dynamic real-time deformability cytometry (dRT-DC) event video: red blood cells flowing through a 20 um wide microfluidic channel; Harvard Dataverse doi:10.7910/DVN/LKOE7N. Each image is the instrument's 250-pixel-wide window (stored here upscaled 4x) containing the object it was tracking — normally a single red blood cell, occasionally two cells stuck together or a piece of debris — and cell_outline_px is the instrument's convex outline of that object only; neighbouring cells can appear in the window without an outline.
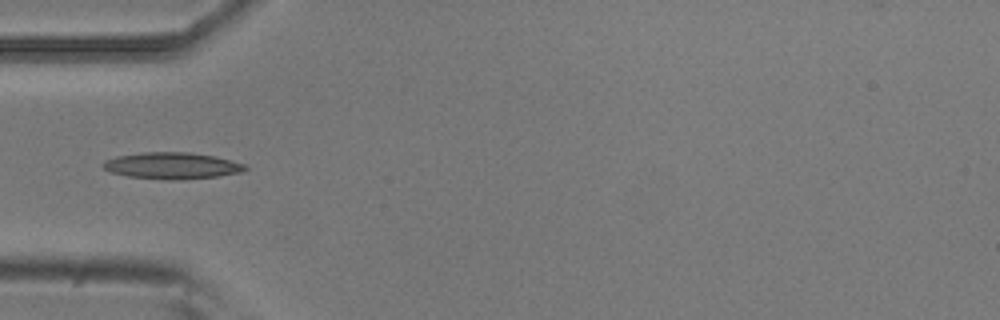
{"species": "common noctule bat (a hibernating species)", "species_latin": "Nyctalus noctula", "temperature_condition": "room temperature", "stored_images_in_passage": 8, "camera_frame_rate_fps": 3000, "um_per_image_px": 0.085, "animal": {"sex": "male", "body_mass_g": 20.5, "forearm_length_mm": 52.5}, "frame": {"image": 1, "passage_image": 4, "time_ms": 1.0, "image_size_px": [1000, 320], "cell_outline_px": [[248, 168], [240, 172], [216, 176], [184, 180], [168, 180], [128, 176], [108, 172], [100, 164], [104, 160], [116, 156], [144, 152], [188, 152], [212, 156], [244, 164]], "centroid_in_image_um": [14.54, 14.09], "position_along_channel_um": 70.5, "area_um2": 21.91}}
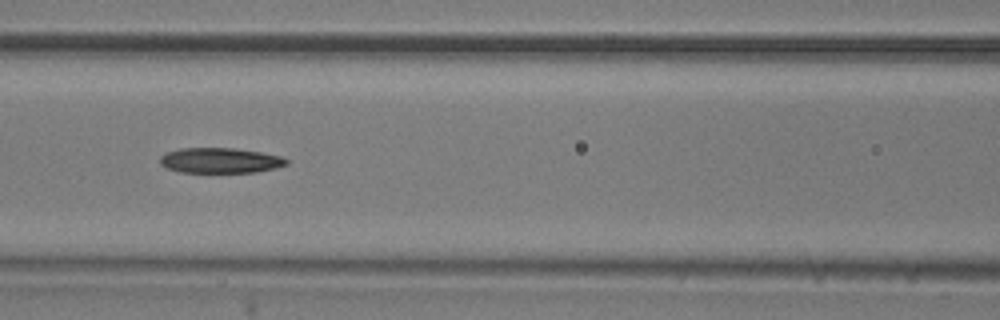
{"frame": {"image": 2, "passage_image": 6, "time_ms": 1.667, "image_size_px": [1000, 320], "cell_outline_px": [[288, 164], [276, 168], [256, 172], [180, 172], [164, 168], [160, 164], [160, 156], [164, 152], [180, 148], [236, 148], [260, 152], [280, 156], [288, 160]], "centroid_in_image_um": [18.67, 13.63], "position_along_channel_um": 147.9, "area_um2": 18.79}}
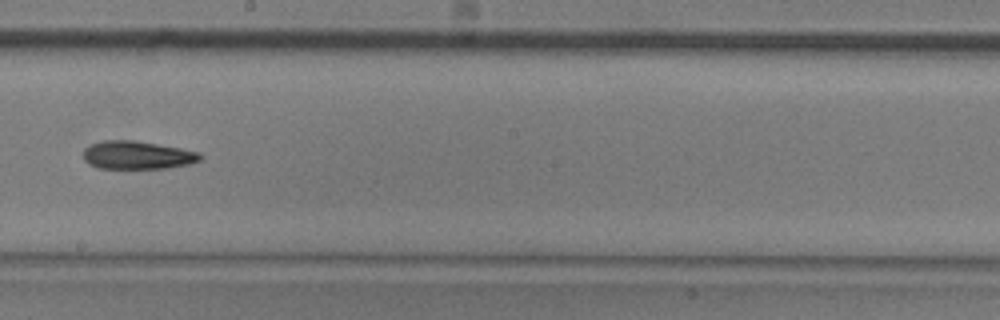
{"frame": {"image": 3, "passage_image": 8, "time_ms": 2.333, "image_size_px": [1000, 320], "cell_outline_px": [[204, 156], [200, 160], [188, 164], [168, 168], [100, 168], [88, 164], [84, 160], [84, 148], [88, 144], [104, 140], [132, 140], [180, 148], [200, 152]], "centroid_in_image_um": [11.66, 13.18], "position_along_channel_um": 236.5, "area_um2": 19.19}}